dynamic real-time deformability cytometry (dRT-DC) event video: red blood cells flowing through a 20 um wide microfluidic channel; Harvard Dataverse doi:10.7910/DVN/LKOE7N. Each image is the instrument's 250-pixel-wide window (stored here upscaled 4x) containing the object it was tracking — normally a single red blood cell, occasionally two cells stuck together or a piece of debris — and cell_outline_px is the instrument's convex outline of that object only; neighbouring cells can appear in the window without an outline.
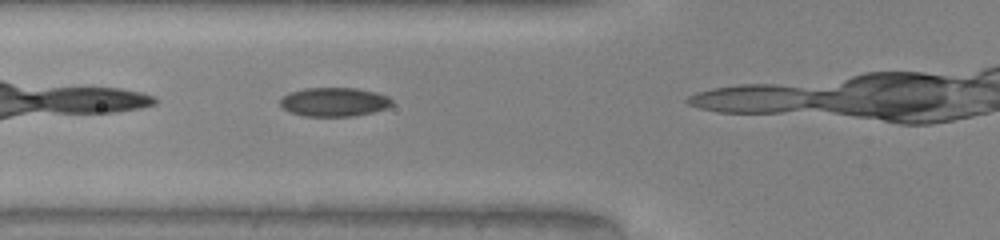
{"species": "common noctule bat (a hibernating species)", "species_latin": "Nyctalus noctula", "temperature_condition": "warm", "stored_images_in_passage": 6, "camera_frame_rate_fps": 3000, "um_per_image_px": 0.085, "animal": {"sex": "male", "body_mass_g": 20.0, "forearm_length_mm": 53.3}, "frame": {"image": 1, "passage_image": 5, "time_ms": 1.333, "image_size_px": [1000, 240], "cell_outline_px": [[392, 104], [388, 108], [372, 112], [352, 116], [304, 116], [288, 112], [280, 104], [280, 100], [288, 92], [304, 88], [356, 88], [376, 92], [388, 96], [392, 100]], "centroid_in_image_um": [28.4, 8.66], "position_along_channel_um": 97.4, "area_um2": 18.9}}